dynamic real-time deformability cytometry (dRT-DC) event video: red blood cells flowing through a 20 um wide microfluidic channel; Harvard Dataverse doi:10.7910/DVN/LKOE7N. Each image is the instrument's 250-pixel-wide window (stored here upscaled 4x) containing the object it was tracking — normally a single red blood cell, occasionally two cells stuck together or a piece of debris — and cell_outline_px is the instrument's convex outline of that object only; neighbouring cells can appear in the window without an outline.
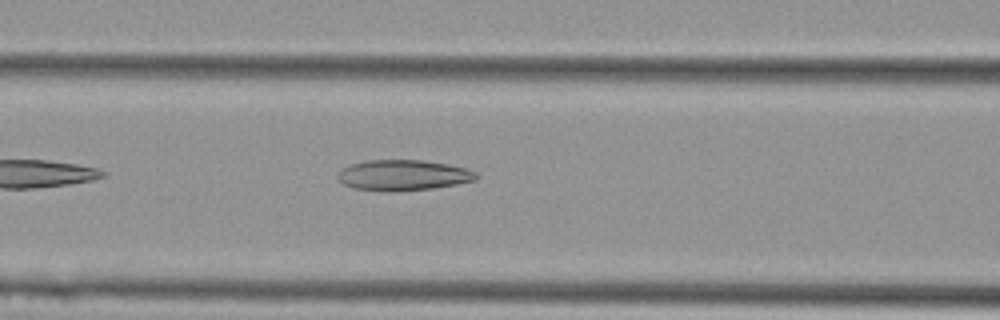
{"species": "Egyptian fruit bat (a non-hibernating species)", "species_latin": "Rousettus aegyptiacus", "temperature_condition": "cold", "stored_images_in_passage": 36, "camera_frame_rate_fps": 3000, "um_per_image_px": 0.085, "animal": {"sex": "female"}, "frame": {"image": 1, "passage_image": 6, "time_ms": 1.667, "image_size_px": [1000, 320], "cell_outline_px": [[480, 176], [476, 180], [456, 184], [432, 188], [392, 192], [388, 192], [356, 188], [344, 184], [336, 176], [336, 172], [340, 168], [364, 160], [424, 160], [448, 164], [464, 168], [476, 172]], "centroid_in_image_um": [34.25, 14.88], "position_along_channel_um": 132.4, "area_um2": 24.85}}
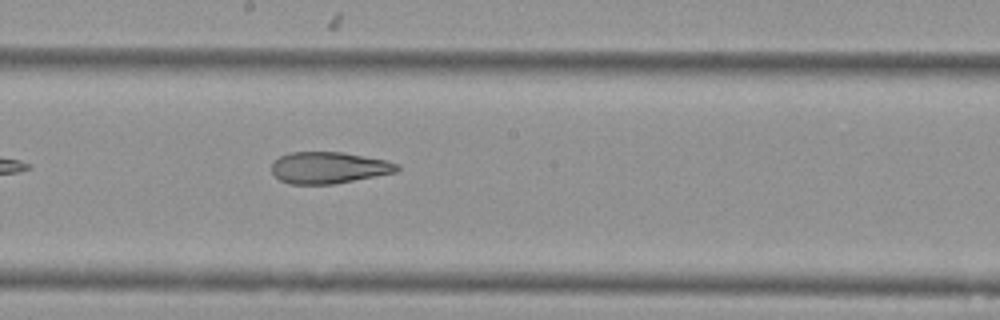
{"frame": {"image": 2, "passage_image": 13, "time_ms": 4.0, "image_size_px": [1000, 320], "cell_outline_px": [[400, 168], [396, 172], [332, 184], [288, 184], [280, 180], [272, 172], [272, 160], [288, 152], [344, 152], [384, 160], [400, 164]], "centroid_in_image_um": [27.91, 14.24], "position_along_channel_um": 220.3, "area_um2": 23.06}}
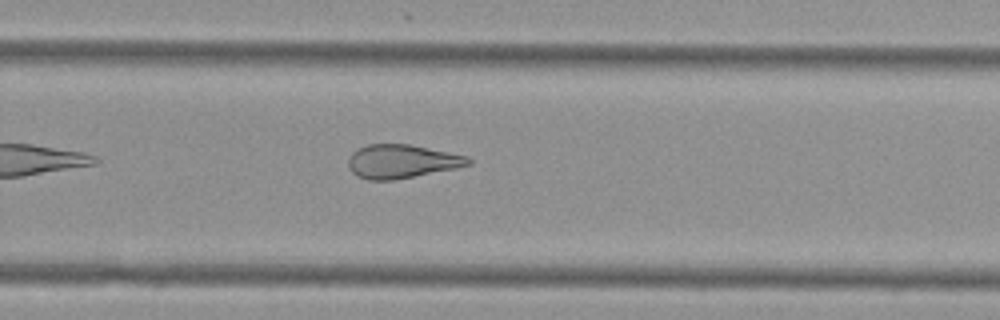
{"frame": {"image": 3, "passage_image": 19, "time_ms": 6.0, "image_size_px": [1000, 320], "cell_outline_px": [[472, 164], [456, 168], [392, 180], [368, 180], [352, 172], [348, 164], [348, 160], [352, 152], [356, 148], [368, 144], [408, 144], [468, 156], [472, 160]], "centroid_in_image_um": [34.14, 13.71], "position_along_channel_um": 295.7, "area_um2": 23.35}}